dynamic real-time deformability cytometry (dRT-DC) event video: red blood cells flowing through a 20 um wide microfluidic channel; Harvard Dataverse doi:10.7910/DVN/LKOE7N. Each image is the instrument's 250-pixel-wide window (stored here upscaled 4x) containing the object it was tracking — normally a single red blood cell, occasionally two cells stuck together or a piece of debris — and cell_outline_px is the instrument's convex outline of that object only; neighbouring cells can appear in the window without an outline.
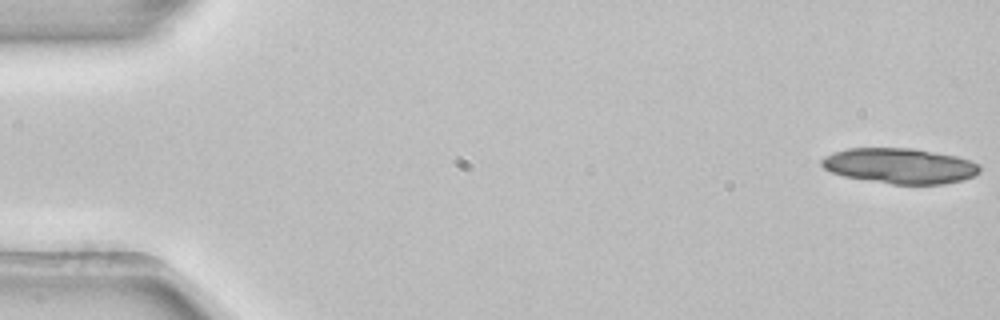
{"species": "common noctule bat (a hibernating species)", "species_latin": "Nyctalus noctula", "temperature_condition": "room temperature", "stored_images_in_passage": 6, "camera_frame_rate_fps": 3000, "um_per_image_px": 0.085, "animal": {"sex": "female", "body_mass_g": 22.7, "forearm_length_mm": 54.2}, "frame": {"image": 1, "passage_image": 1, "time_ms": 0.0, "image_size_px": [1000, 320], "cell_outline_px": [[980, 172], [976, 176], [964, 180], [944, 184], [892, 184], [844, 176], [832, 172], [824, 168], [820, 164], [820, 160], [824, 156], [832, 152], [848, 148], [912, 148], [956, 156], [972, 160], [980, 164]], "centroid_in_image_um": [76.52, 14.09], "position_along_channel_um": 8.5, "area_um2": 32.83}}